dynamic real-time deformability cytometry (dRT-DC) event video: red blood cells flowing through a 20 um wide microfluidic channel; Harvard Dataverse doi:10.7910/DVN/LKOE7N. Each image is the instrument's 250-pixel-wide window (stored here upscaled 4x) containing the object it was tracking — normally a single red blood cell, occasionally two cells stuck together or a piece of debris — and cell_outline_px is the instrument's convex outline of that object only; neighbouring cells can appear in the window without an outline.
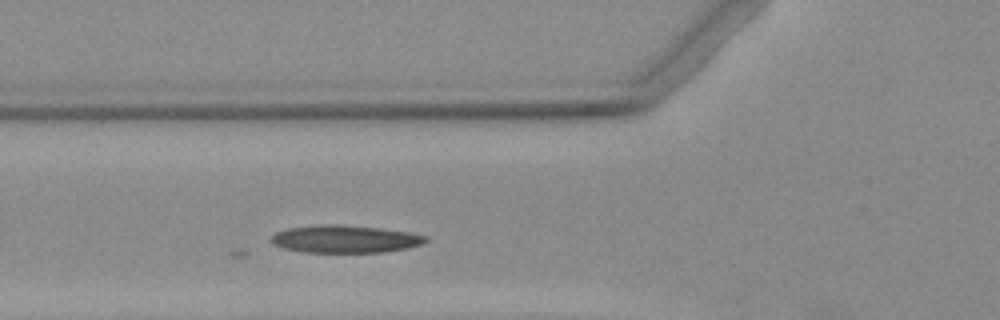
{"species": "Egyptian fruit bat (a non-hibernating species)", "species_latin": "Rousettus aegyptiacus", "temperature_condition": "warm", "stored_images_in_passage": 2, "camera_frame_rate_fps": 3000, "um_per_image_px": 0.085, "animal": {"sex": "female"}, "frame": {"image": 1, "passage_image": 2, "time_ms": 1.0, "image_size_px": [1000, 320], "cell_outline_px": [[428, 240], [424, 244], [408, 248], [384, 252], [300, 252], [284, 248], [272, 244], [268, 240], [276, 232], [288, 228], [324, 224], [336, 224], [380, 228], [408, 232], [428, 236]], "centroid_in_image_um": [29.33, 20.32], "position_along_channel_um": 96.5, "area_um2": 24.97}}